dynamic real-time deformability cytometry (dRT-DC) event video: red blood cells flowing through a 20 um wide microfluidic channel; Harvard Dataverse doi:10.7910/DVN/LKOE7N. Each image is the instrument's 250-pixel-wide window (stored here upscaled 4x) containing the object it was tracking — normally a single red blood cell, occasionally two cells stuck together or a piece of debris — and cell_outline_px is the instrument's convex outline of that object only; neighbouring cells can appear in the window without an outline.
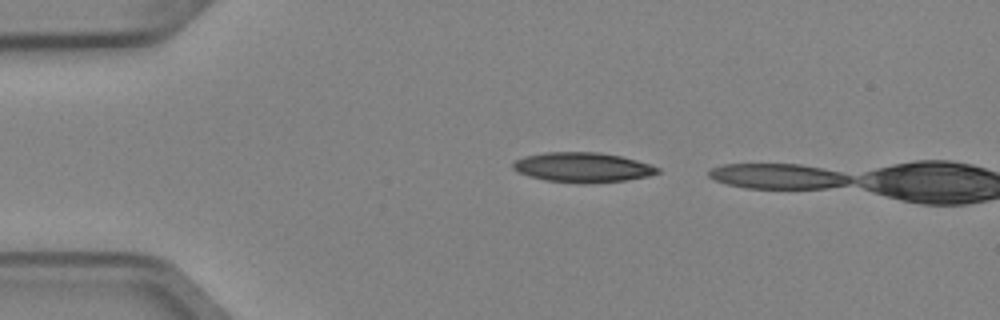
{"species": "Egyptian fruit bat (a non-hibernating species)", "species_latin": "Rousettus aegyptiacus", "temperature_condition": "cold", "stored_images_in_passage": 2, "camera_frame_rate_fps": 3000, "um_per_image_px": 0.085, "animal": {"sex": "female"}, "frame": {"image": 1, "passage_image": 1, "time_ms": 0.0, "image_size_px": [1000, 320], "cell_outline_px": [[660, 172], [648, 176], [624, 180], [584, 184], [544, 180], [520, 172], [512, 168], [512, 164], [516, 160], [524, 156], [544, 152], [600, 152], [620, 156], [636, 160], [660, 168]], "centroid_in_image_um": [49.52, 14.22], "position_along_channel_um": 35.5, "area_um2": 24.97}}